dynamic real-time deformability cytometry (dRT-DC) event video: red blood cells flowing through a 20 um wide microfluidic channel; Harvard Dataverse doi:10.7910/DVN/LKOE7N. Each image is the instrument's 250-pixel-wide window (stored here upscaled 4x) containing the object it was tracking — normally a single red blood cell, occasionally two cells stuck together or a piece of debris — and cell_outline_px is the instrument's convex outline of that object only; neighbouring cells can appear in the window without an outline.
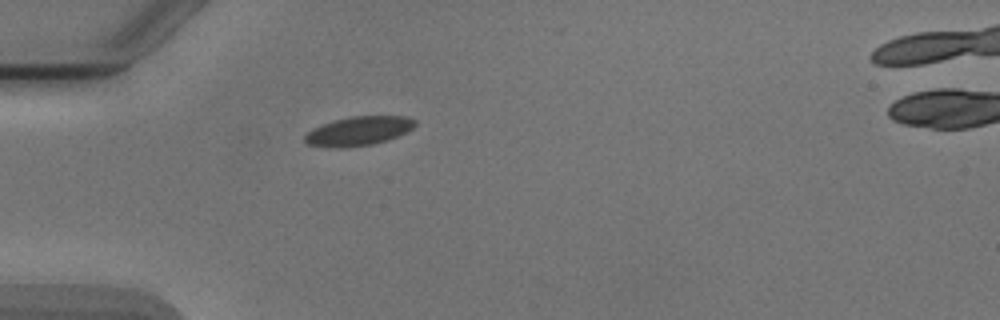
{"species": "Egyptian fruit bat (a non-hibernating species)", "species_latin": "Rousettus aegyptiacus", "temperature_condition": "cold", "stored_images_in_passage": 2, "segment_of_instrument_passage": [1, 2], "camera_frame_rate_fps": 3000, "um_per_image_px": 0.085, "animal": {"sex": "male"}, "frame": {"image": 1, "passage_image": 1, "time_ms": 0.0, "image_size_px": [1000, 320], "cell_outline_px": [[416, 124], [412, 128], [396, 136], [372, 144], [340, 148], [336, 148], [308, 144], [304, 140], [304, 136], [312, 128], [336, 120], [352, 116], [408, 116], [416, 120]], "centroid_in_image_um": [30.47, 11.13], "position_along_channel_um": 54.5, "area_um2": 18.32}}